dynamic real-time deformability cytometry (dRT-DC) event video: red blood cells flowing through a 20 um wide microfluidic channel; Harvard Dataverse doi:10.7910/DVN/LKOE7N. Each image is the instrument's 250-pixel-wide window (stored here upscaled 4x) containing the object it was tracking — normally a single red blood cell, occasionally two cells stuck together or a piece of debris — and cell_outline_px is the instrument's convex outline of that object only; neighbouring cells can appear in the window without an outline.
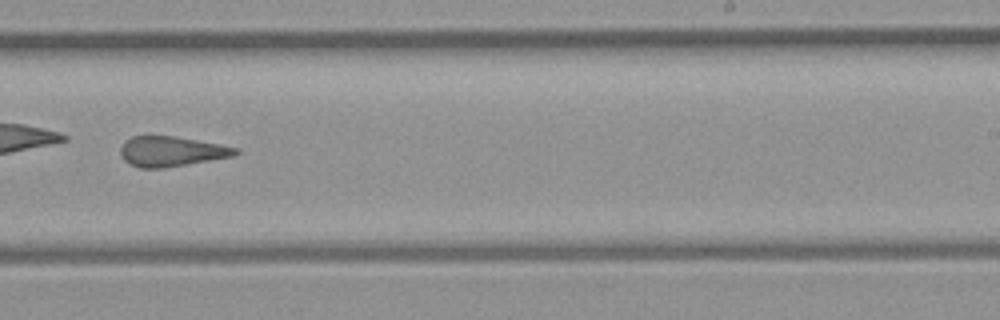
{"species": "common noctule bat (a hibernating species)", "species_latin": "Nyctalus noctula", "temperature_condition": "room temperature", "stored_images_in_passage": 33, "camera_frame_rate_fps": 3000, "um_per_image_px": 0.085, "animal": {"sex": "female", "body_mass_g": 21.9}, "frame": {"image": 1, "passage_image": 15, "time_ms": 4.667, "image_size_px": [1000, 320], "cell_outline_px": [[240, 152], [236, 156], [164, 168], [140, 168], [124, 160], [120, 152], [120, 148], [124, 140], [132, 136], [176, 136], [220, 144], [236, 148]], "centroid_in_image_um": [14.58, 12.87], "position_along_channel_um": 274.4, "area_um2": 20.23}}